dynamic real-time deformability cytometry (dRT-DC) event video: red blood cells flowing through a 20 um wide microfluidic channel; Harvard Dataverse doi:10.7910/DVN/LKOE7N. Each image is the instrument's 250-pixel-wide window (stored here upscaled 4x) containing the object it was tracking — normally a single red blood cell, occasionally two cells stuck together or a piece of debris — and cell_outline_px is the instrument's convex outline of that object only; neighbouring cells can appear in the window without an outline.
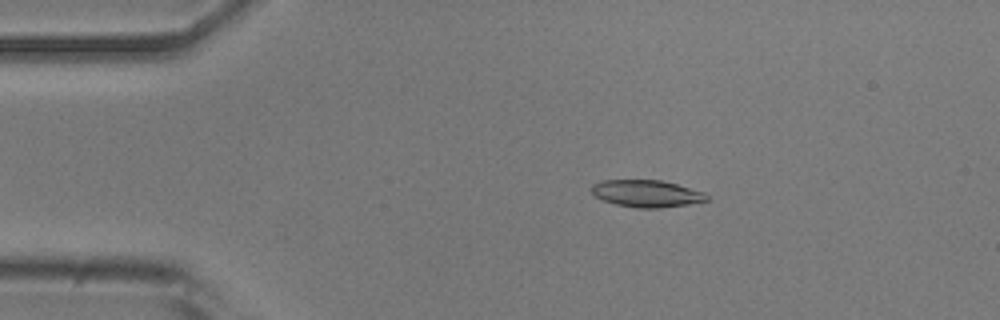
{"species": "common noctule bat (a hibernating species)", "species_latin": "Nyctalus noctula", "temperature_condition": "room temperature", "stored_images_in_passage": 6, "camera_frame_rate_fps": 3000, "um_per_image_px": 0.085, "animal": {"sex": "male", "body_mass_g": 20.5, "forearm_length_mm": 52.5}, "frame": {"image": 1, "passage_image": 3, "time_ms": 0.667, "image_size_px": [1000, 320], "cell_outline_px": [[708, 200], [688, 204], [660, 208], [640, 208], [616, 204], [604, 200], [596, 196], [588, 188], [592, 184], [600, 180], [660, 180], [676, 184], [704, 192], [708, 196]], "centroid_in_image_um": [54.93, 16.44], "position_along_channel_um": 30.1, "area_um2": 18.09}}
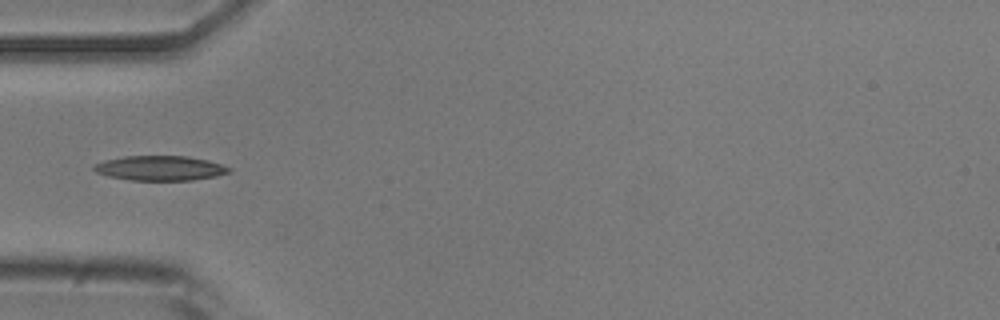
{"frame": {"image": 2, "passage_image": 5, "time_ms": 1.333, "image_size_px": [1000, 320], "cell_outline_px": [[232, 172], [216, 176], [192, 180], [132, 180], [108, 176], [96, 172], [92, 168], [96, 164], [104, 160], [124, 156], [188, 156], [208, 160], [232, 168]], "centroid_in_image_um": [13.64, 14.29], "position_along_channel_um": 71.4, "area_um2": 19.48}}
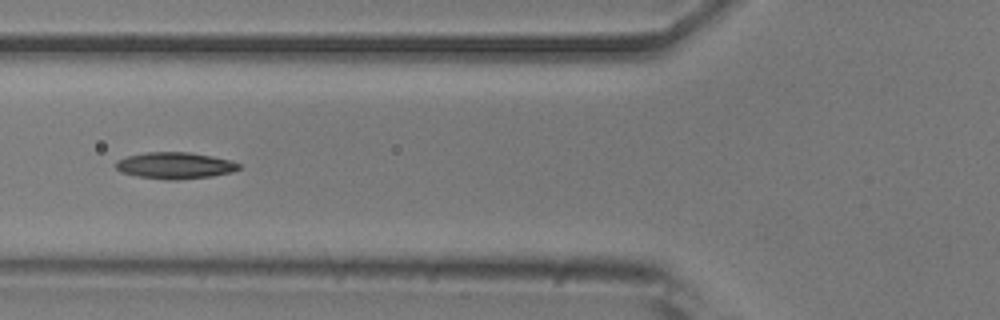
{"frame": {"image": 3, "passage_image": 6, "time_ms": 1.667, "image_size_px": [1000, 320], "cell_outline_px": [[240, 168], [232, 172], [212, 176], [176, 180], [168, 180], [136, 176], [120, 172], [116, 168], [116, 160], [128, 156], [144, 152], [188, 152], [212, 156], [228, 160], [240, 164]], "centroid_in_image_um": [14.84, 14.07], "position_along_channel_um": 111.0, "area_um2": 19.02}}